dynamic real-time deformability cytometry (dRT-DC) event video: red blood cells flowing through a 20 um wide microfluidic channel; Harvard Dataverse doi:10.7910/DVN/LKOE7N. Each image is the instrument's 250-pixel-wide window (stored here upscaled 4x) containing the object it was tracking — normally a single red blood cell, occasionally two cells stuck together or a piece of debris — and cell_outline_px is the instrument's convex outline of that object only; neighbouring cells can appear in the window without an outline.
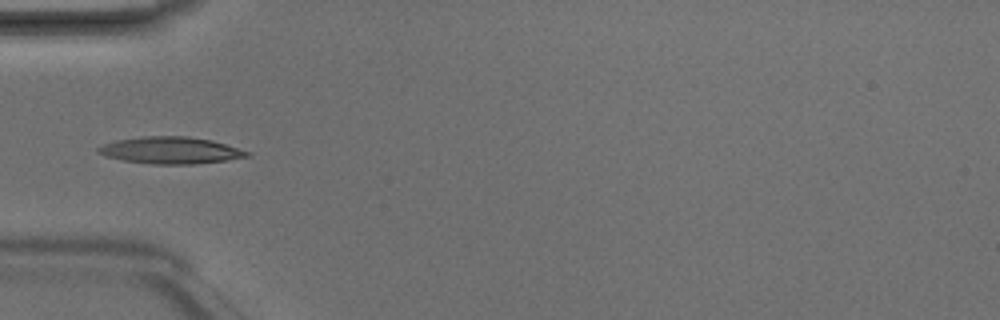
{"species": "Egyptian fruit bat (a non-hibernating species)", "species_latin": "Rousettus aegyptiacus", "temperature_condition": "room temperature", "stored_images_in_passage": 5, "camera_frame_rate_fps": 3000, "um_per_image_px": 0.085, "animal": {"sex": "male"}, "frame": {"image": 1, "passage_image": 4, "time_ms": 1.0, "image_size_px": [1000, 320], "cell_outline_px": [[252, 156], [228, 160], [192, 164], [152, 164], [124, 160], [104, 156], [96, 152], [96, 148], [104, 144], [116, 140], [144, 136], [188, 136], [212, 140], [252, 152]], "centroid_in_image_um": [14.53, 12.78], "position_along_channel_um": 70.5, "area_um2": 23.41}}